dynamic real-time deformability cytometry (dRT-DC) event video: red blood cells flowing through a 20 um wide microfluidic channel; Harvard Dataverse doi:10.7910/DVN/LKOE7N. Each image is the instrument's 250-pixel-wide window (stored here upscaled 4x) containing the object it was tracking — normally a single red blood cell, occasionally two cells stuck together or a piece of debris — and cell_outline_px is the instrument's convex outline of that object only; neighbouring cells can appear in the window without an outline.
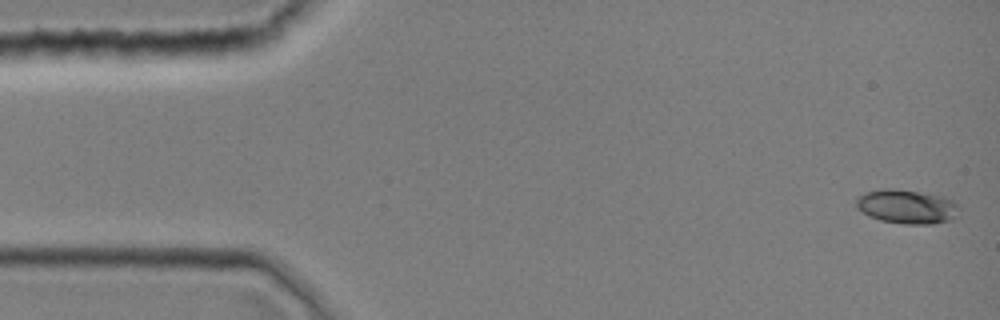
{"species": "common noctule bat (a hibernating species)", "species_latin": "Nyctalus noctula", "temperature_condition": "room temperature", "stored_images_in_passage": 43, "camera_frame_rate_fps": 3000, "um_per_image_px": 0.085, "animal": {"sex": "female", "body_mass_g": 19.0, "forearm_length_mm": 51.5}, "frame": {"image": 1, "passage_image": 1, "time_ms": 0.0, "image_size_px": [1000, 320], "cell_outline_px": [[960, 208], [956, 216], [952, 220], [932, 224], [904, 224], [880, 220], [868, 216], [856, 208], [856, 200], [864, 192], [880, 188], [892, 188], [944, 196], [952, 200]], "centroid_in_image_um": [77.07, 17.56], "position_along_channel_um": 7.9, "area_um2": 20.63}}
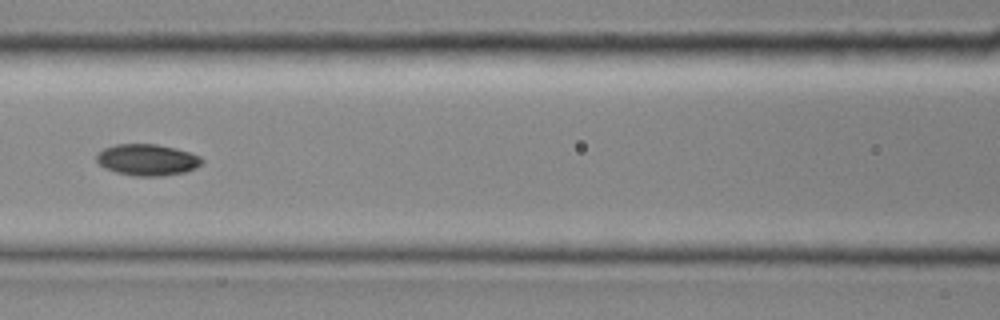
{"frame": {"image": 2, "passage_image": 19, "time_ms": 6.0, "image_size_px": [1000, 320], "cell_outline_px": [[204, 160], [196, 168], [184, 172], [160, 176], [136, 176], [116, 172], [104, 168], [96, 160], [96, 152], [104, 148], [116, 144], [156, 144], [176, 148], [200, 156]], "centroid_in_image_um": [12.49, 13.58], "position_along_channel_um": 154.1, "area_um2": 19.31}}
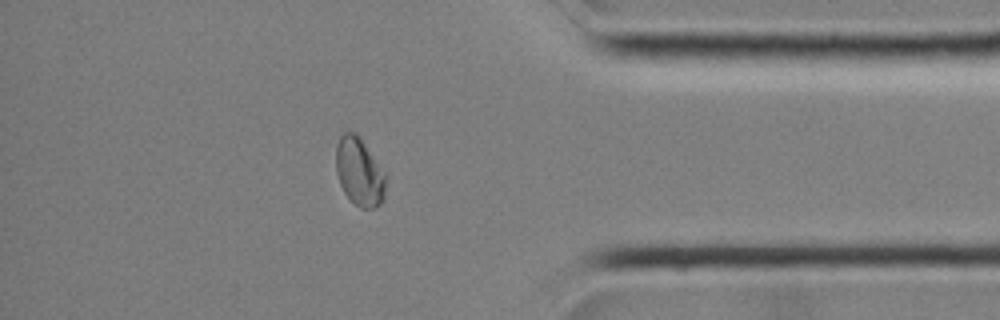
{"frame": {"image": 3, "passage_image": 37, "time_ms": 12.0, "image_size_px": [1000, 320], "cell_outline_px": [[388, 176], [384, 200], [376, 208], [360, 208], [344, 192], [340, 184], [336, 172], [336, 144], [340, 136], [344, 132], [356, 132], [360, 136], [388, 172]], "centroid_in_image_um": [30.61, 14.58], "position_along_channel_um": 404.6, "area_um2": 20.58}}